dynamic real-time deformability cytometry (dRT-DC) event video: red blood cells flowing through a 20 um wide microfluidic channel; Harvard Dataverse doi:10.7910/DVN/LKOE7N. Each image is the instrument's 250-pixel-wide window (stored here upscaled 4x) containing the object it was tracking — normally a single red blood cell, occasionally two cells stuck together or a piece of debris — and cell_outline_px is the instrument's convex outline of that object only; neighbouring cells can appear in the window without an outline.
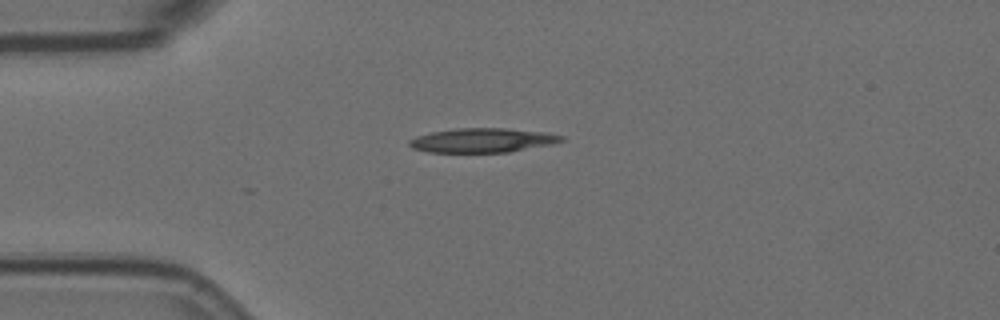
{"species": "Egyptian fruit bat (a non-hibernating species)", "species_latin": "Rousettus aegyptiacus", "temperature_condition": "room temperature", "stored_images_in_passage": 7, "camera_frame_rate_fps": 3000, "um_per_image_px": 0.085, "animal": {"sex": "female"}, "frame": {"image": 1, "passage_image": 1, "time_ms": 0.0, "image_size_px": [1000, 320], "cell_outline_px": [[564, 140], [552, 144], [508, 152], [428, 152], [412, 148], [408, 144], [408, 140], [416, 136], [432, 132], [456, 128], [504, 128], [544, 132], [564, 136]], "centroid_in_image_um": [40.98, 11.92], "position_along_channel_um": 44.0, "area_um2": 21.44}}
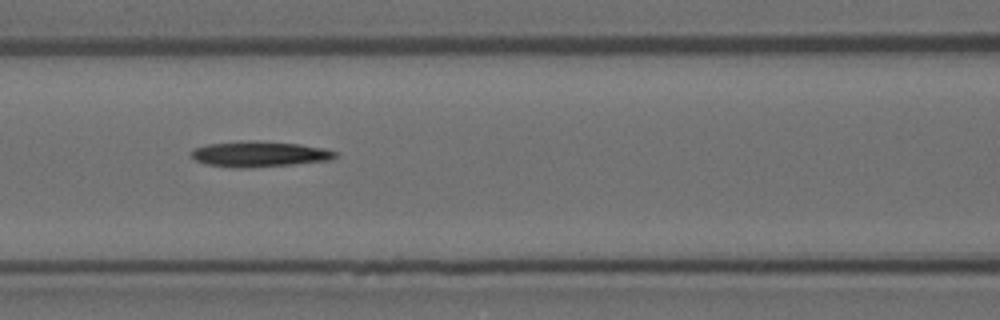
{"frame": {"image": 2, "passage_image": 4, "time_ms": 1.0, "image_size_px": [1000, 320], "cell_outline_px": [[336, 156], [328, 160], [292, 164], [240, 168], [208, 164], [196, 160], [192, 156], [192, 148], [208, 144], [252, 140], [256, 140], [300, 144], [320, 148], [336, 152]], "centroid_in_image_um": [22.01, 13.08], "position_along_channel_um": 144.6, "area_um2": 20.98}}
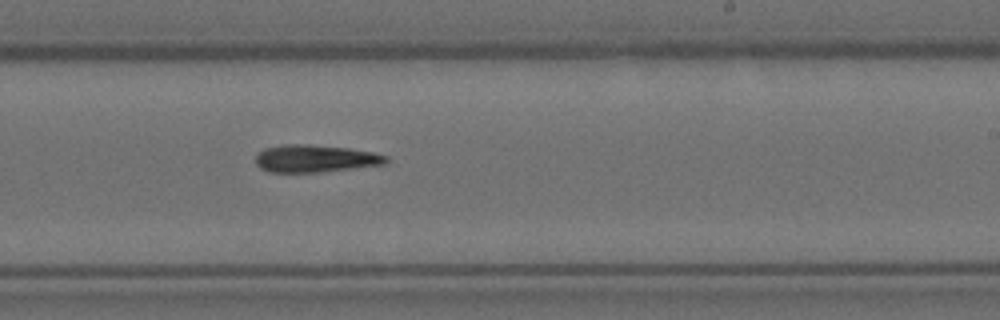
{"frame": {"image": 3, "passage_image": 7, "time_ms": 2.0, "image_size_px": [1000, 320], "cell_outline_px": [[388, 160], [384, 164], [320, 172], [268, 172], [260, 168], [256, 164], [256, 152], [264, 148], [284, 144], [308, 144], [348, 148], [372, 152], [388, 156]], "centroid_in_image_um": [26.74, 13.47], "position_along_channel_um": 262.3, "area_um2": 20.87}}